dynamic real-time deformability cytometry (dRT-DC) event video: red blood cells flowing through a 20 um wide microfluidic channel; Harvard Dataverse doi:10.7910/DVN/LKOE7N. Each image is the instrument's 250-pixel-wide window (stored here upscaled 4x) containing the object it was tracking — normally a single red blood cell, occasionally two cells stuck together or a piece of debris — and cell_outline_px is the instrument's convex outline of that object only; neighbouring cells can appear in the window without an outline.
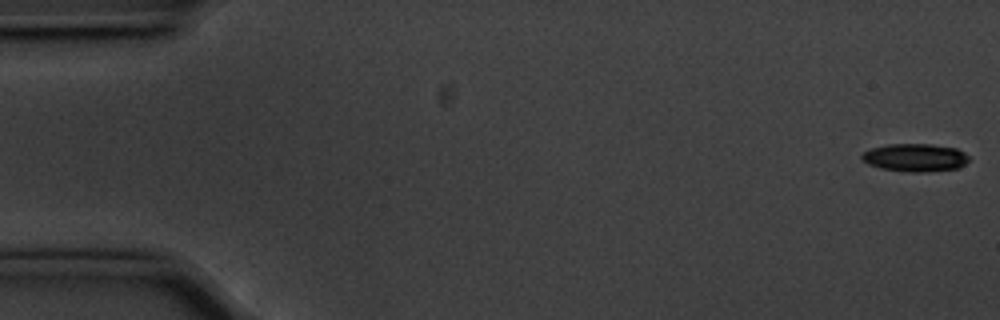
{"species": "common noctule bat (a hibernating species)", "species_latin": "Nyctalus noctula", "temperature_condition": "cold", "stored_images_in_passage": 14, "camera_frame_rate_fps": 3000, "um_per_image_px": 0.085, "animal": {"sex": "male", "body_mass_g": 20.1, "forearm_length_mm": 53.5}, "frame": {"image": 1, "passage_image": 1, "time_ms": 0.0, "image_size_px": [1000, 320], "cell_outline_px": [[968, 160], [964, 164], [956, 168], [924, 172], [908, 172], [880, 168], [868, 164], [860, 156], [864, 152], [872, 148], [888, 144], [928, 144], [956, 148], [964, 152], [968, 156]], "centroid_in_image_um": [77.77, 13.39], "position_along_channel_um": 7.2, "area_um2": 17.22}}
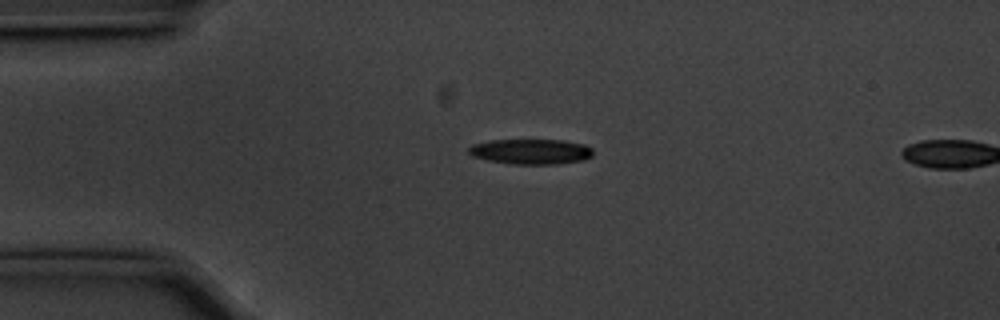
{"frame": {"image": 2, "passage_image": 13, "time_ms": 4.0, "image_size_px": [1000, 320], "cell_outline_px": [[592, 156], [584, 160], [556, 164], [512, 164], [488, 160], [472, 156], [468, 152], [468, 148], [472, 144], [492, 140], [564, 140], [584, 144], [592, 148]], "centroid_in_image_um": [45.13, 12.88], "position_along_channel_um": 39.9, "area_um2": 18.32}}